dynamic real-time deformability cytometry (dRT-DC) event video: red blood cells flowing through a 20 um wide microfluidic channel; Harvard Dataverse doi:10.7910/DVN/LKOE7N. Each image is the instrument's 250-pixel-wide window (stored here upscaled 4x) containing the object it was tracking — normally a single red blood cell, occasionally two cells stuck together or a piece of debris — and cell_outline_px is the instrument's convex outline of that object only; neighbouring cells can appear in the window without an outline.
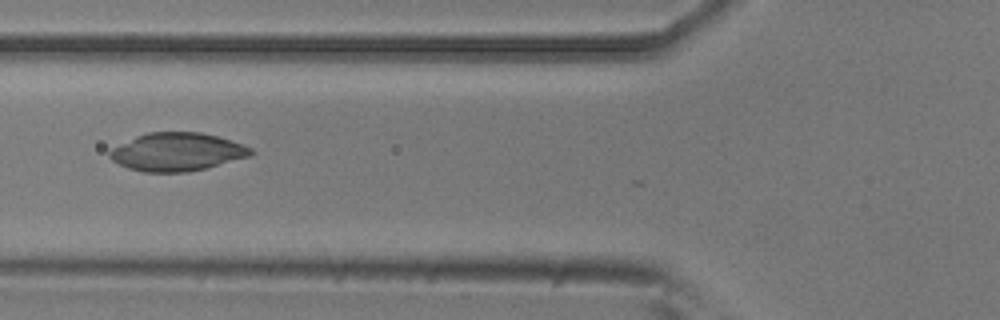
{"species": "common noctule bat (a hibernating species)", "species_latin": "Nyctalus noctula", "temperature_condition": "room temperature", "stored_images_in_passage": 21, "camera_frame_rate_fps": 3000, "um_per_image_px": 0.085, "animal": {"sex": "male", "body_mass_g": 20.5, "forearm_length_mm": 52.5}, "frame": {"image": 1, "passage_image": 20, "time_ms": 6.333, "image_size_px": [1000, 320], "cell_outline_px": [[256, 152], [252, 156], [188, 172], [144, 172], [128, 168], [112, 160], [108, 156], [108, 152], [112, 148], [136, 136], [148, 132], [200, 132], [216, 136], [252, 148]], "centroid_in_image_um": [15.04, 12.91], "position_along_channel_um": 110.8, "area_um2": 31.21}}